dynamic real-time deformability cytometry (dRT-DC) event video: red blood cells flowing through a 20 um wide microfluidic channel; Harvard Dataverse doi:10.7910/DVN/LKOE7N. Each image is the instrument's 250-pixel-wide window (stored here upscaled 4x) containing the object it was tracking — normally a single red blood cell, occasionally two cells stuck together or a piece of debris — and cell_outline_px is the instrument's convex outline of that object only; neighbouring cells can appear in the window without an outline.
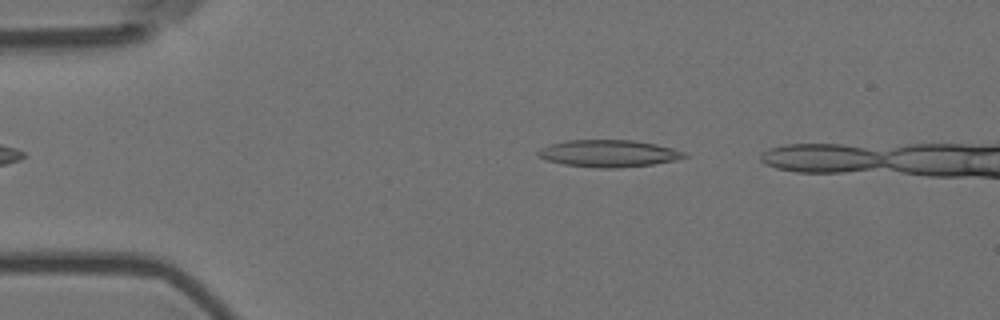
{"species": "Egyptian fruit bat (a non-hibernating species)", "species_latin": "Rousettus aegyptiacus", "temperature_condition": "room temperature", "stored_images_in_passage": 14, "camera_frame_rate_fps": 3000, "um_per_image_px": 0.085, "animal": {"sex": "female"}, "frame": {"image": 1, "passage_image": 8, "time_ms": 2.333, "image_size_px": [1000, 320], "cell_outline_px": [[688, 156], [676, 160], [652, 164], [612, 168], [600, 168], [564, 164], [548, 160], [540, 156], [536, 152], [540, 148], [548, 144], [568, 140], [632, 140], [656, 144], [672, 148], [684, 152]], "centroid_in_image_um": [51.72, 13.03], "position_along_channel_um": 33.3, "area_um2": 22.83}}